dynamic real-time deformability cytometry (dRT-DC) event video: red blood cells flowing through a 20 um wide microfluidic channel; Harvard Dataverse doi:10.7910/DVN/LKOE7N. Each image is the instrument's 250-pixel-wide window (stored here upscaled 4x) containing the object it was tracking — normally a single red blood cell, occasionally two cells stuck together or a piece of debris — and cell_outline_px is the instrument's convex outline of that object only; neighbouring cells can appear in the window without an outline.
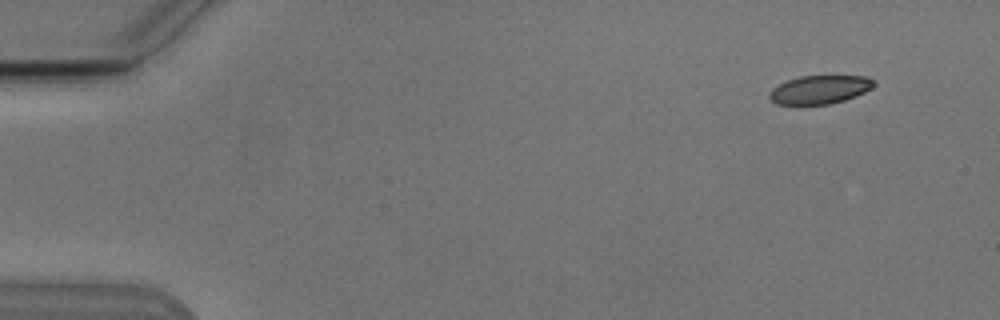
{"species": "Egyptian fruit bat (a non-hibernating species)", "species_latin": "Rousettus aegyptiacus", "temperature_condition": "cold", "stored_images_in_passage": 7, "camera_frame_rate_fps": 3000, "um_per_image_px": 0.085, "animal": {"sex": "male"}, "frame": {"image": 1, "passage_image": 1, "time_ms": 0.0, "image_size_px": [1000, 320], "cell_outline_px": [[876, 84], [872, 88], [856, 96], [844, 100], [828, 104], [800, 108], [776, 104], [768, 96], [768, 92], [772, 88], [788, 80], [800, 76], [868, 76]], "centroid_in_image_um": [69.61, 7.67], "position_along_channel_um": 15.4, "area_um2": 17.98}}
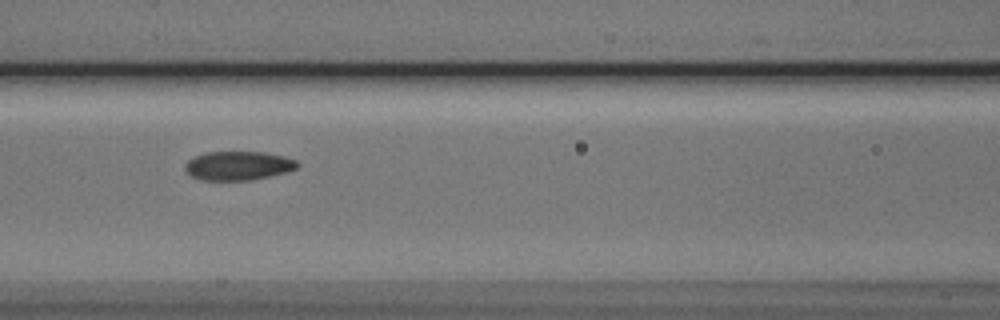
{"frame": {"image": 2, "passage_image": 6, "time_ms": 6.667, "image_size_px": [1000, 320], "cell_outline_px": [[300, 164], [296, 168], [284, 172], [268, 176], [248, 180], [200, 180], [192, 176], [184, 168], [184, 164], [188, 160], [204, 152], [264, 152], [284, 156], [296, 160]], "centroid_in_image_um": [20.22, 14.07], "position_along_channel_um": 146.4, "area_um2": 18.79}}
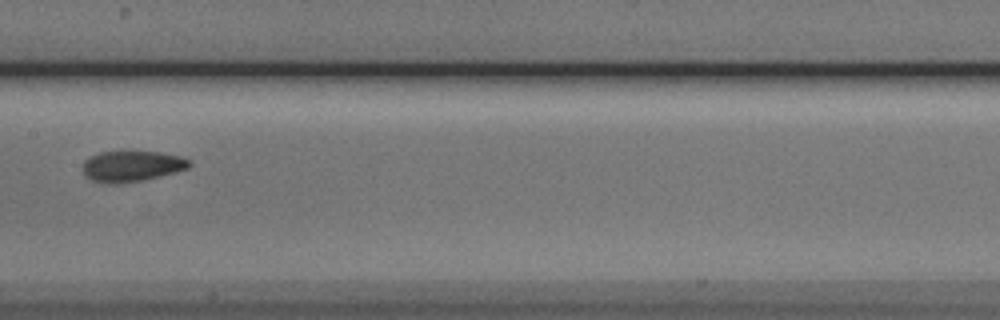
{"frame": {"image": 3, "passage_image": 7, "time_ms": 8.0, "image_size_px": [1000, 320], "cell_outline_px": [[192, 164], [188, 168], [140, 180], [116, 184], [112, 184], [92, 180], [84, 172], [84, 160], [100, 152], [132, 148], [160, 152], [180, 156], [192, 160]], "centroid_in_image_um": [11.22, 14.05], "position_along_channel_um": 196.2, "area_um2": 19.48}}